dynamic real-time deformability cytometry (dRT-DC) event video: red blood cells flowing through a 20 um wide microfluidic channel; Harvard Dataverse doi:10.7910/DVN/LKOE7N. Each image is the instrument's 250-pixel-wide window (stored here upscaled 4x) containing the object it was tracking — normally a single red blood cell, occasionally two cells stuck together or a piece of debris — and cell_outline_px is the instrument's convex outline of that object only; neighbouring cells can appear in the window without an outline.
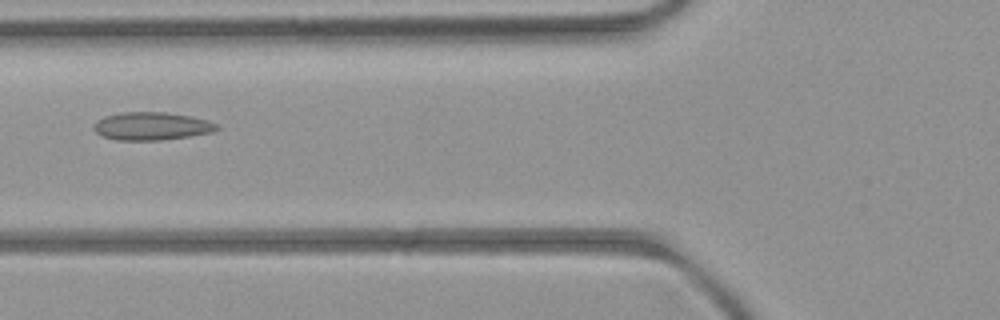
{"species": "common noctule bat (a hibernating species)", "species_latin": "Nyctalus noctula", "temperature_condition": "room temperature", "stored_images_in_passage": 7, "camera_frame_rate_fps": 3000, "um_per_image_px": 0.085, "animal": {"sex": "female", "body_mass_g": 21.9}, "frame": {"image": 1, "passage_image": 6, "time_ms": 5.667, "image_size_px": [1000, 320], "cell_outline_px": [[220, 128], [212, 132], [188, 136], [160, 140], [116, 140], [100, 136], [92, 128], [96, 120], [104, 116], [120, 112], [164, 112], [192, 116], [208, 120], [220, 124]], "centroid_in_image_um": [12.87, 10.71], "position_along_channel_um": 112.9, "area_um2": 20.29}}
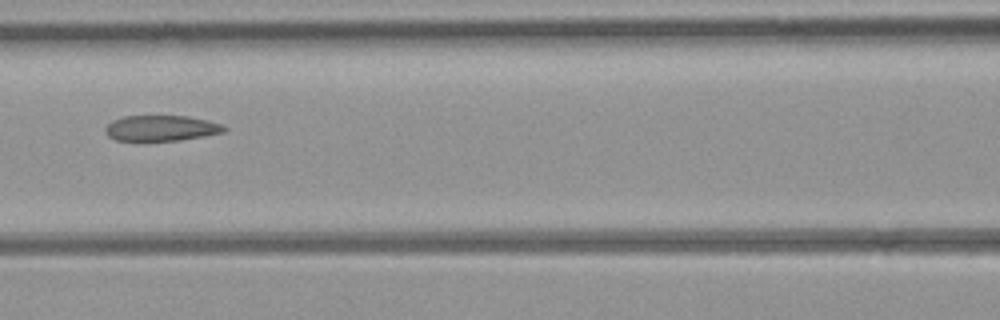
{"frame": {"image": 2, "passage_image": 7, "time_ms": 6.667, "image_size_px": [1000, 320], "cell_outline_px": [[228, 128], [224, 132], [204, 136], [180, 140], [116, 140], [108, 136], [104, 132], [104, 128], [112, 120], [124, 116], [188, 116], [208, 120], [220, 124]], "centroid_in_image_um": [13.69, 10.88], "position_along_channel_um": 152.9, "area_um2": 17.69}}